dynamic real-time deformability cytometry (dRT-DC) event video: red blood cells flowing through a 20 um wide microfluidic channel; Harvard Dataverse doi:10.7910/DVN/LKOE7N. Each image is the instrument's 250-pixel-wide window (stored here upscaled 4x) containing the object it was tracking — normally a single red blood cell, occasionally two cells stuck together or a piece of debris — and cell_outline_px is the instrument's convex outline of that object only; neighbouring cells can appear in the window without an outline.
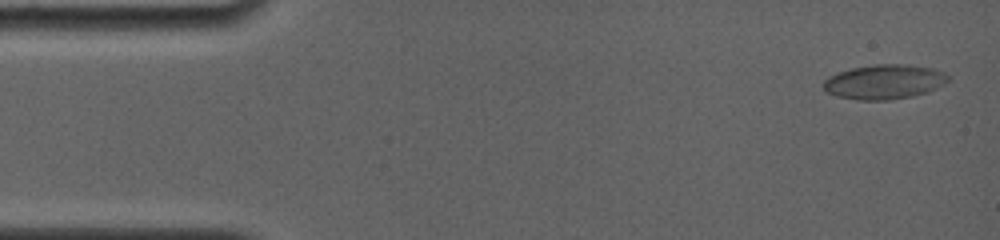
{"species": "common noctule bat (a hibernating species)", "species_latin": "Nyctalus noctula", "temperature_condition": "room temperature", "stored_images_in_passage": 66, "camera_frame_rate_fps": 4000, "um_per_image_px": 0.085, "animal": {"sex": "female", "body_mass_g": 19.0, "forearm_length_mm": 56.7}, "frame": {"image": 1, "passage_image": 3, "time_ms": 0.5, "image_size_px": [1000, 240], "cell_outline_px": [[936, 76], [928, 88], [924, 92], [908, 96], [884, 100], [860, 100], [840, 96], [828, 92], [824, 88], [824, 80], [840, 72], [852, 68], [876, 64], [896, 64], [928, 68], [936, 72]], "centroid_in_image_um": [74.82, 6.96], "position_along_channel_um": 10.2, "area_um2": 22.6}}
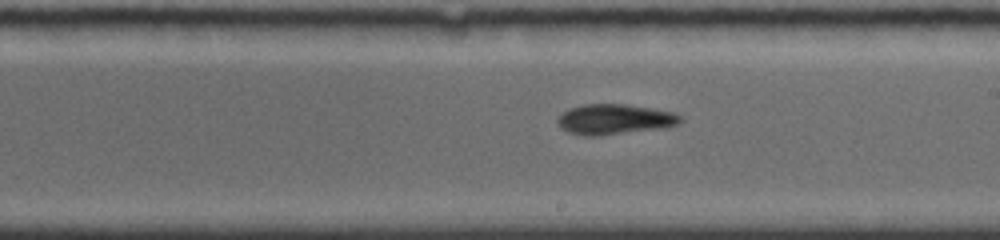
{"frame": {"image": 2, "passage_image": 38, "time_ms": 9.25, "image_size_px": [1000, 240], "cell_outline_px": [[684, 120], [680, 124], [664, 128], [600, 136], [584, 136], [568, 132], [560, 128], [556, 120], [568, 108], [584, 104], [624, 104], [652, 108], [672, 112], [680, 116]], "centroid_in_image_um": [52.24, 10.15], "position_along_channel_um": 236.8, "area_um2": 21.91}}
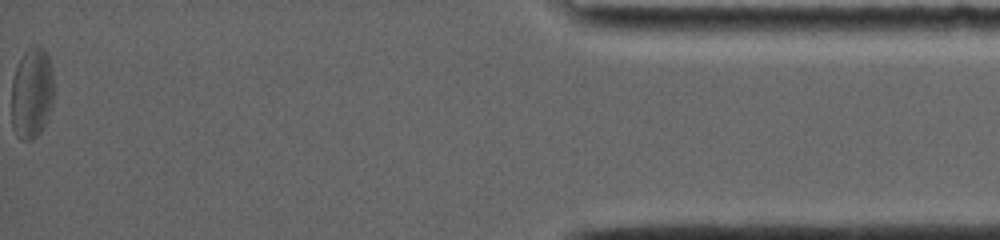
{"frame": {"image": 3, "passage_image": 66, "time_ms": 16.25, "image_size_px": [1000, 240], "cell_outline_px": [[52, 108], [40, 132], [32, 140], [20, 140], [16, 136], [12, 128], [12, 80], [20, 56], [28, 48], [36, 44], [40, 44], [48, 52], [52, 76]], "centroid_in_image_um": [2.69, 7.89], "position_along_channel_um": 432.5, "area_um2": 22.72}, "authors_computed_cell_mechanics": {"area_um2": 22.1663, "velocity_mm_per_s": 3.8606, "shape_relaxation_time_tau1_ms": 2.4935, "shape_relaxation_time_tau2_ms": 4.2327, "deformation_change_tau1": 0.1089, "deformation_change_tau2": 0.1311}}